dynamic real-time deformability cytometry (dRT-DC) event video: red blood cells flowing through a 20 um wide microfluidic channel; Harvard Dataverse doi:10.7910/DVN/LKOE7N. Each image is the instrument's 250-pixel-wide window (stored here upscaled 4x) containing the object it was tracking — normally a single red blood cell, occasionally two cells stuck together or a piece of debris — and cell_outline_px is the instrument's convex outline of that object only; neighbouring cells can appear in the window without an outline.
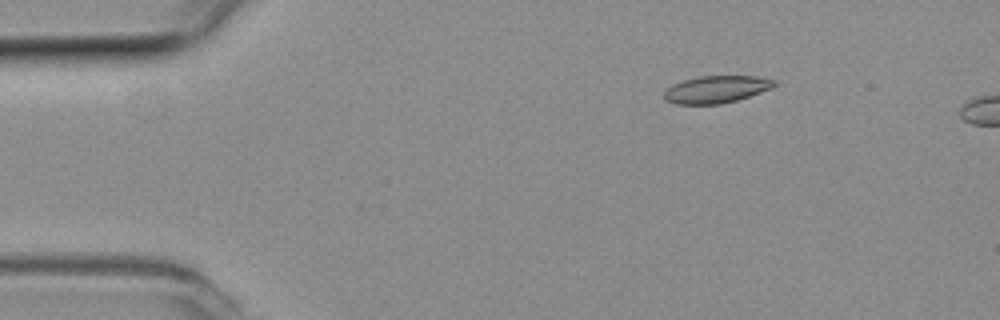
{"species": "common noctule bat (a hibernating species)", "species_latin": "Nyctalus noctula", "temperature_condition": "room temperature", "stored_images_in_passage": 4, "camera_frame_rate_fps": 3000, "um_per_image_px": 0.085, "animal": {"sex": "female", "body_mass_g": 19.3, "forearm_length_mm": 54.1}, "frame": {"image": 1, "passage_image": 1, "time_ms": 0.0, "image_size_px": [1000, 320], "cell_outline_px": [[776, 84], [772, 88], [736, 100], [720, 104], [676, 104], [664, 100], [664, 92], [672, 84], [684, 80], [700, 76], [756, 76], [776, 80]], "centroid_in_image_um": [60.87, 7.59], "position_along_channel_um": 24.1, "area_um2": 17.4}}